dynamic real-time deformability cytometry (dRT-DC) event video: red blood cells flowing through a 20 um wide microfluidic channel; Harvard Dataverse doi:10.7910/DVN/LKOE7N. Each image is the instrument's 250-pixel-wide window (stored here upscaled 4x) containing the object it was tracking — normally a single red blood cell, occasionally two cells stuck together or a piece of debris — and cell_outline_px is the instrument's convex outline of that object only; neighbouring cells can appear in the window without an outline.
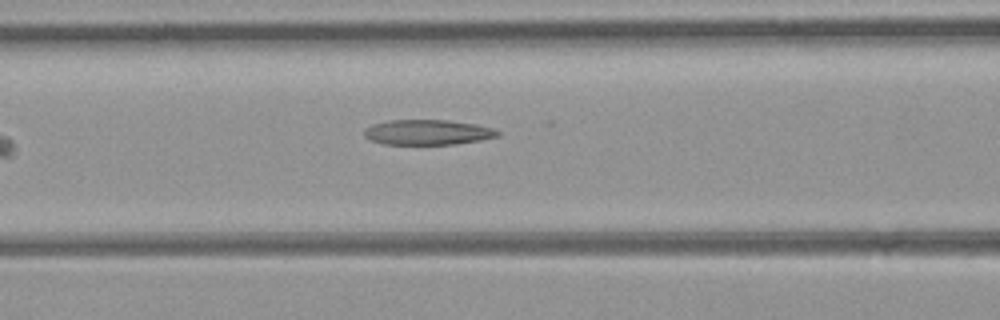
{"species": "common noctule bat (a hibernating species)", "species_latin": "Nyctalus noctula", "temperature_condition": "room temperature", "stored_images_in_passage": 5, "camera_frame_rate_fps": 3000, "um_per_image_px": 0.085, "animal": {"sex": "female", "body_mass_g": 21.9}, "frame": {"image": 1, "passage_image": 5, "time_ms": 1.333, "image_size_px": [1000, 320], "cell_outline_px": [[500, 136], [480, 140], [456, 144], [384, 144], [372, 140], [364, 136], [364, 128], [372, 124], [388, 120], [444, 120], [476, 124], [492, 128], [500, 132]], "centroid_in_image_um": [36.34, 11.24], "position_along_channel_um": 130.3, "area_um2": 19.54}}